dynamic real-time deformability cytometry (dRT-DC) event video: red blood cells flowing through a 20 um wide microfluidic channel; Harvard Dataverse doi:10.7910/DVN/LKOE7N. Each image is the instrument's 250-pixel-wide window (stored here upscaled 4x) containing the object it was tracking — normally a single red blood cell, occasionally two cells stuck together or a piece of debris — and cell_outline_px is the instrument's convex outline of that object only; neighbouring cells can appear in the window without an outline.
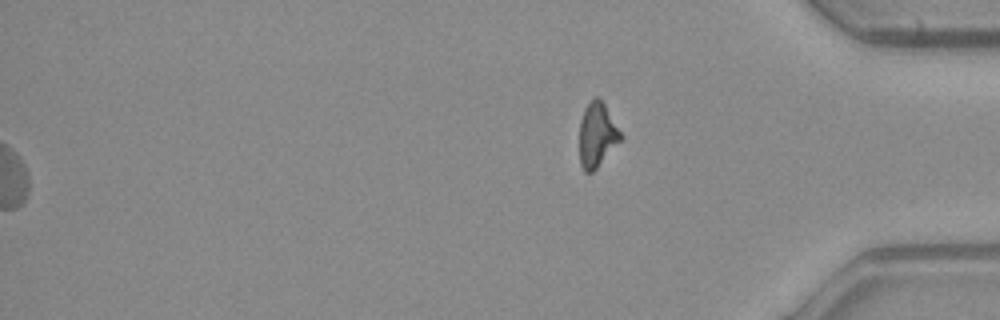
{"species": "common noctule bat (a hibernating species)", "species_latin": "Nyctalus noctula", "temperature_condition": "warm", "stored_images_in_passage": 53, "segment_of_instrument_passage": [2, 2], "camera_frame_rate_fps": 3000, "um_per_image_px": 0.085, "animal": {"sex": "male", "body_mass_g": 23.1, "forearm_length_mm": 52.7}, "frame": {"image": 1, "passage_image": 53, "time_ms": 17.333, "image_size_px": [1000, 320], "cell_outline_px": [[624, 136], [596, 168], [592, 172], [584, 172], [580, 164], [580, 120], [584, 108], [596, 96], [600, 96]], "centroid_in_image_um": [50.75, 11.43], "position_along_channel_um": 384.4, "area_um2": 15.43}}